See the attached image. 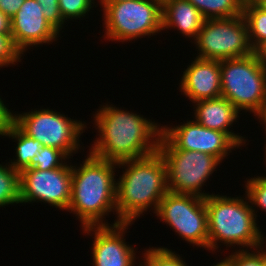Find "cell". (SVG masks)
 Listing matches in <instances>:
<instances>
[{
  "mask_svg": "<svg viewBox=\"0 0 266 266\" xmlns=\"http://www.w3.org/2000/svg\"><path fill=\"white\" fill-rule=\"evenodd\" d=\"M264 65V69H265V73H266V61L263 63Z\"/></svg>",
  "mask_w": 266,
  "mask_h": 266,
  "instance_id": "74e56055",
  "label": "cell"
},
{
  "mask_svg": "<svg viewBox=\"0 0 266 266\" xmlns=\"http://www.w3.org/2000/svg\"><path fill=\"white\" fill-rule=\"evenodd\" d=\"M261 9L266 11V0H253Z\"/></svg>",
  "mask_w": 266,
  "mask_h": 266,
  "instance_id": "e575fe53",
  "label": "cell"
},
{
  "mask_svg": "<svg viewBox=\"0 0 266 266\" xmlns=\"http://www.w3.org/2000/svg\"><path fill=\"white\" fill-rule=\"evenodd\" d=\"M205 207L209 252L217 253L216 250L224 244L226 249L231 246L235 248L237 245L239 250H248V248L250 250L266 243V236L257 224L258 221L246 194L243 197H227L212 193L205 198Z\"/></svg>",
  "mask_w": 266,
  "mask_h": 266,
  "instance_id": "277c9868",
  "label": "cell"
},
{
  "mask_svg": "<svg viewBox=\"0 0 266 266\" xmlns=\"http://www.w3.org/2000/svg\"><path fill=\"white\" fill-rule=\"evenodd\" d=\"M158 151L167 166L168 191L200 198L211 195L201 189L222 163L217 157L198 151L176 149L162 134Z\"/></svg>",
  "mask_w": 266,
  "mask_h": 266,
  "instance_id": "52a82bcc",
  "label": "cell"
},
{
  "mask_svg": "<svg viewBox=\"0 0 266 266\" xmlns=\"http://www.w3.org/2000/svg\"><path fill=\"white\" fill-rule=\"evenodd\" d=\"M265 138H266V137H265ZM265 142H266V141H265ZM264 146H265V147H264V148H265V150H264V152H265V153H264V154H265V155H264L265 160H263V161L265 162V165H266V144H265ZM265 167H266V166H265Z\"/></svg>",
  "mask_w": 266,
  "mask_h": 266,
  "instance_id": "8d00e7d4",
  "label": "cell"
},
{
  "mask_svg": "<svg viewBox=\"0 0 266 266\" xmlns=\"http://www.w3.org/2000/svg\"><path fill=\"white\" fill-rule=\"evenodd\" d=\"M176 235L189 244L208 250V223L205 198L168 191L155 212Z\"/></svg>",
  "mask_w": 266,
  "mask_h": 266,
  "instance_id": "30bf717a",
  "label": "cell"
},
{
  "mask_svg": "<svg viewBox=\"0 0 266 266\" xmlns=\"http://www.w3.org/2000/svg\"><path fill=\"white\" fill-rule=\"evenodd\" d=\"M74 165V166H73ZM117 163L89 152L82 164H72V190L68 212L75 214L81 227L110 226L106 216L116 214Z\"/></svg>",
  "mask_w": 266,
  "mask_h": 266,
  "instance_id": "7a4b0ae2",
  "label": "cell"
},
{
  "mask_svg": "<svg viewBox=\"0 0 266 266\" xmlns=\"http://www.w3.org/2000/svg\"><path fill=\"white\" fill-rule=\"evenodd\" d=\"M205 19L231 18L242 15L244 0H188Z\"/></svg>",
  "mask_w": 266,
  "mask_h": 266,
  "instance_id": "d6986e66",
  "label": "cell"
},
{
  "mask_svg": "<svg viewBox=\"0 0 266 266\" xmlns=\"http://www.w3.org/2000/svg\"><path fill=\"white\" fill-rule=\"evenodd\" d=\"M95 3V0H58L59 10L65 23L89 15L90 10H94V6L96 8Z\"/></svg>",
  "mask_w": 266,
  "mask_h": 266,
  "instance_id": "484cf974",
  "label": "cell"
},
{
  "mask_svg": "<svg viewBox=\"0 0 266 266\" xmlns=\"http://www.w3.org/2000/svg\"><path fill=\"white\" fill-rule=\"evenodd\" d=\"M20 204V174L9 163L0 164V208Z\"/></svg>",
  "mask_w": 266,
  "mask_h": 266,
  "instance_id": "44dd1931",
  "label": "cell"
},
{
  "mask_svg": "<svg viewBox=\"0 0 266 266\" xmlns=\"http://www.w3.org/2000/svg\"><path fill=\"white\" fill-rule=\"evenodd\" d=\"M259 120L260 124H262L263 129H265V136H266V103L260 109V111L255 115V118ZM262 122V123H261Z\"/></svg>",
  "mask_w": 266,
  "mask_h": 266,
  "instance_id": "d6a6232c",
  "label": "cell"
},
{
  "mask_svg": "<svg viewBox=\"0 0 266 266\" xmlns=\"http://www.w3.org/2000/svg\"><path fill=\"white\" fill-rule=\"evenodd\" d=\"M194 116L199 124L208 129L226 133L239 147L247 142L244 136L230 128L239 119V111L223 96L193 103ZM196 106V107H195ZM231 126V127H230Z\"/></svg>",
  "mask_w": 266,
  "mask_h": 266,
  "instance_id": "2e32d148",
  "label": "cell"
},
{
  "mask_svg": "<svg viewBox=\"0 0 266 266\" xmlns=\"http://www.w3.org/2000/svg\"><path fill=\"white\" fill-rule=\"evenodd\" d=\"M182 72L179 91L192 103L222 95L220 60L195 57Z\"/></svg>",
  "mask_w": 266,
  "mask_h": 266,
  "instance_id": "9a60e30c",
  "label": "cell"
},
{
  "mask_svg": "<svg viewBox=\"0 0 266 266\" xmlns=\"http://www.w3.org/2000/svg\"><path fill=\"white\" fill-rule=\"evenodd\" d=\"M10 25L12 42L22 56L30 47L50 45L60 36L45 19L43 7L37 0H25L10 19Z\"/></svg>",
  "mask_w": 266,
  "mask_h": 266,
  "instance_id": "5bb4252c",
  "label": "cell"
},
{
  "mask_svg": "<svg viewBox=\"0 0 266 266\" xmlns=\"http://www.w3.org/2000/svg\"><path fill=\"white\" fill-rule=\"evenodd\" d=\"M197 58L236 59L254 53L249 41L247 22L242 15L231 18L205 19L197 37Z\"/></svg>",
  "mask_w": 266,
  "mask_h": 266,
  "instance_id": "9c48e42d",
  "label": "cell"
},
{
  "mask_svg": "<svg viewBox=\"0 0 266 266\" xmlns=\"http://www.w3.org/2000/svg\"><path fill=\"white\" fill-rule=\"evenodd\" d=\"M122 1H127V0H99L97 2H122Z\"/></svg>",
  "mask_w": 266,
  "mask_h": 266,
  "instance_id": "d590c367",
  "label": "cell"
},
{
  "mask_svg": "<svg viewBox=\"0 0 266 266\" xmlns=\"http://www.w3.org/2000/svg\"><path fill=\"white\" fill-rule=\"evenodd\" d=\"M0 33H11L10 18L0 10Z\"/></svg>",
  "mask_w": 266,
  "mask_h": 266,
  "instance_id": "4dcf8cb0",
  "label": "cell"
},
{
  "mask_svg": "<svg viewBox=\"0 0 266 266\" xmlns=\"http://www.w3.org/2000/svg\"><path fill=\"white\" fill-rule=\"evenodd\" d=\"M70 158L63 152L54 147L42 146L38 154L32 158L26 168H35L38 170H52L63 167Z\"/></svg>",
  "mask_w": 266,
  "mask_h": 266,
  "instance_id": "603a6c76",
  "label": "cell"
},
{
  "mask_svg": "<svg viewBox=\"0 0 266 266\" xmlns=\"http://www.w3.org/2000/svg\"><path fill=\"white\" fill-rule=\"evenodd\" d=\"M20 174V204L40 202L67 211L71 200L72 164L52 170L25 168Z\"/></svg>",
  "mask_w": 266,
  "mask_h": 266,
  "instance_id": "8fae6325",
  "label": "cell"
},
{
  "mask_svg": "<svg viewBox=\"0 0 266 266\" xmlns=\"http://www.w3.org/2000/svg\"><path fill=\"white\" fill-rule=\"evenodd\" d=\"M4 136L15 139L14 142L17 143L15 148L16 158L11 159V162L8 163L19 172L25 169L35 154H38L42 149V145L38 140L26 135L15 123L3 134V138Z\"/></svg>",
  "mask_w": 266,
  "mask_h": 266,
  "instance_id": "ac0fdd59",
  "label": "cell"
},
{
  "mask_svg": "<svg viewBox=\"0 0 266 266\" xmlns=\"http://www.w3.org/2000/svg\"><path fill=\"white\" fill-rule=\"evenodd\" d=\"M211 266H231L230 261L225 257L223 260H220L216 264L213 263Z\"/></svg>",
  "mask_w": 266,
  "mask_h": 266,
  "instance_id": "836d02e7",
  "label": "cell"
},
{
  "mask_svg": "<svg viewBox=\"0 0 266 266\" xmlns=\"http://www.w3.org/2000/svg\"><path fill=\"white\" fill-rule=\"evenodd\" d=\"M93 114L99 133L89 152L114 161L138 159L158 150L162 126L141 114L105 103ZM123 109V110H122Z\"/></svg>",
  "mask_w": 266,
  "mask_h": 266,
  "instance_id": "6da1fadb",
  "label": "cell"
},
{
  "mask_svg": "<svg viewBox=\"0 0 266 266\" xmlns=\"http://www.w3.org/2000/svg\"><path fill=\"white\" fill-rule=\"evenodd\" d=\"M221 92L239 112L254 116L266 103V73L253 53L236 59L220 60ZM244 110V111H243Z\"/></svg>",
  "mask_w": 266,
  "mask_h": 266,
  "instance_id": "8992f818",
  "label": "cell"
},
{
  "mask_svg": "<svg viewBox=\"0 0 266 266\" xmlns=\"http://www.w3.org/2000/svg\"><path fill=\"white\" fill-rule=\"evenodd\" d=\"M140 266H189L182 256L167 247H149L142 251Z\"/></svg>",
  "mask_w": 266,
  "mask_h": 266,
  "instance_id": "7402d4cb",
  "label": "cell"
},
{
  "mask_svg": "<svg viewBox=\"0 0 266 266\" xmlns=\"http://www.w3.org/2000/svg\"><path fill=\"white\" fill-rule=\"evenodd\" d=\"M117 167L125 171L117 179V219L113 225L133 224L148 209L155 213L168 192L167 166L160 152L118 162Z\"/></svg>",
  "mask_w": 266,
  "mask_h": 266,
  "instance_id": "3957f363",
  "label": "cell"
},
{
  "mask_svg": "<svg viewBox=\"0 0 266 266\" xmlns=\"http://www.w3.org/2000/svg\"><path fill=\"white\" fill-rule=\"evenodd\" d=\"M21 53L12 42L11 33H0V68L17 65L22 60Z\"/></svg>",
  "mask_w": 266,
  "mask_h": 266,
  "instance_id": "4316f807",
  "label": "cell"
},
{
  "mask_svg": "<svg viewBox=\"0 0 266 266\" xmlns=\"http://www.w3.org/2000/svg\"><path fill=\"white\" fill-rule=\"evenodd\" d=\"M246 180L247 181L244 182L246 183L244 186L245 194L256 219H258L256 207L266 212V176H254L253 178H246Z\"/></svg>",
  "mask_w": 266,
  "mask_h": 266,
  "instance_id": "cb8c5ba5",
  "label": "cell"
},
{
  "mask_svg": "<svg viewBox=\"0 0 266 266\" xmlns=\"http://www.w3.org/2000/svg\"><path fill=\"white\" fill-rule=\"evenodd\" d=\"M43 7L45 19L60 33L65 22L59 10L58 0H37Z\"/></svg>",
  "mask_w": 266,
  "mask_h": 266,
  "instance_id": "83f0119b",
  "label": "cell"
},
{
  "mask_svg": "<svg viewBox=\"0 0 266 266\" xmlns=\"http://www.w3.org/2000/svg\"><path fill=\"white\" fill-rule=\"evenodd\" d=\"M4 100L0 96V136L11 128L14 123V113L12 110L8 109V105L4 104Z\"/></svg>",
  "mask_w": 266,
  "mask_h": 266,
  "instance_id": "f1b7e54d",
  "label": "cell"
},
{
  "mask_svg": "<svg viewBox=\"0 0 266 266\" xmlns=\"http://www.w3.org/2000/svg\"><path fill=\"white\" fill-rule=\"evenodd\" d=\"M24 1L25 0H0V10L11 19Z\"/></svg>",
  "mask_w": 266,
  "mask_h": 266,
  "instance_id": "f546056e",
  "label": "cell"
},
{
  "mask_svg": "<svg viewBox=\"0 0 266 266\" xmlns=\"http://www.w3.org/2000/svg\"><path fill=\"white\" fill-rule=\"evenodd\" d=\"M162 126V135L179 150L198 151L217 157L221 162L239 146L226 134L208 129L195 119L180 125Z\"/></svg>",
  "mask_w": 266,
  "mask_h": 266,
  "instance_id": "7c38bea8",
  "label": "cell"
},
{
  "mask_svg": "<svg viewBox=\"0 0 266 266\" xmlns=\"http://www.w3.org/2000/svg\"><path fill=\"white\" fill-rule=\"evenodd\" d=\"M31 110L19 114L14 112V123L42 146L57 148L72 159L74 153L81 149L80 137L85 132L87 123L68 118L49 108Z\"/></svg>",
  "mask_w": 266,
  "mask_h": 266,
  "instance_id": "ba28073f",
  "label": "cell"
},
{
  "mask_svg": "<svg viewBox=\"0 0 266 266\" xmlns=\"http://www.w3.org/2000/svg\"><path fill=\"white\" fill-rule=\"evenodd\" d=\"M242 14L247 22L250 44L255 50L266 39V11L253 0H244Z\"/></svg>",
  "mask_w": 266,
  "mask_h": 266,
  "instance_id": "ffe728a7",
  "label": "cell"
},
{
  "mask_svg": "<svg viewBox=\"0 0 266 266\" xmlns=\"http://www.w3.org/2000/svg\"><path fill=\"white\" fill-rule=\"evenodd\" d=\"M132 223H119L110 226H88L83 233L93 236L91 248L92 266H140V261L131 244H127L125 233ZM87 233V234H86ZM125 238V239H124ZM138 259L139 265L136 260Z\"/></svg>",
  "mask_w": 266,
  "mask_h": 266,
  "instance_id": "4fadbf2b",
  "label": "cell"
},
{
  "mask_svg": "<svg viewBox=\"0 0 266 266\" xmlns=\"http://www.w3.org/2000/svg\"><path fill=\"white\" fill-rule=\"evenodd\" d=\"M201 12L188 0L162 1V30L177 29L185 39L194 40L204 24Z\"/></svg>",
  "mask_w": 266,
  "mask_h": 266,
  "instance_id": "e0dca14e",
  "label": "cell"
},
{
  "mask_svg": "<svg viewBox=\"0 0 266 266\" xmlns=\"http://www.w3.org/2000/svg\"><path fill=\"white\" fill-rule=\"evenodd\" d=\"M226 258L230 261L231 266H266V243L255 249H236Z\"/></svg>",
  "mask_w": 266,
  "mask_h": 266,
  "instance_id": "d4e9b609",
  "label": "cell"
},
{
  "mask_svg": "<svg viewBox=\"0 0 266 266\" xmlns=\"http://www.w3.org/2000/svg\"><path fill=\"white\" fill-rule=\"evenodd\" d=\"M102 7L105 35L109 41L128 42L162 33V1L127 0L98 2Z\"/></svg>",
  "mask_w": 266,
  "mask_h": 266,
  "instance_id": "5b68a950",
  "label": "cell"
},
{
  "mask_svg": "<svg viewBox=\"0 0 266 266\" xmlns=\"http://www.w3.org/2000/svg\"><path fill=\"white\" fill-rule=\"evenodd\" d=\"M254 53L262 63L266 61V39L254 50Z\"/></svg>",
  "mask_w": 266,
  "mask_h": 266,
  "instance_id": "1f68e13d",
  "label": "cell"
}]
</instances>
